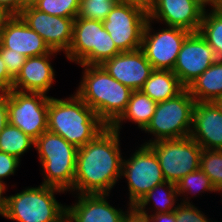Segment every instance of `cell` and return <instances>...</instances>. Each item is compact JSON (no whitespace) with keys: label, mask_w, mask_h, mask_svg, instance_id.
I'll return each instance as SVG.
<instances>
[{"label":"cell","mask_w":222,"mask_h":222,"mask_svg":"<svg viewBox=\"0 0 222 222\" xmlns=\"http://www.w3.org/2000/svg\"><path fill=\"white\" fill-rule=\"evenodd\" d=\"M120 133L107 126L94 139L78 148L73 192L110 194L121 179L123 156Z\"/></svg>","instance_id":"6da1fadb"},{"label":"cell","mask_w":222,"mask_h":222,"mask_svg":"<svg viewBox=\"0 0 222 222\" xmlns=\"http://www.w3.org/2000/svg\"><path fill=\"white\" fill-rule=\"evenodd\" d=\"M48 131L62 136L77 148L86 145L107 125L75 92L67 98L50 96Z\"/></svg>","instance_id":"7a4b0ae2"},{"label":"cell","mask_w":222,"mask_h":222,"mask_svg":"<svg viewBox=\"0 0 222 222\" xmlns=\"http://www.w3.org/2000/svg\"><path fill=\"white\" fill-rule=\"evenodd\" d=\"M82 79L76 94L107 125L125 111L133 90L115 80L101 65H79Z\"/></svg>","instance_id":"3957f363"},{"label":"cell","mask_w":222,"mask_h":222,"mask_svg":"<svg viewBox=\"0 0 222 222\" xmlns=\"http://www.w3.org/2000/svg\"><path fill=\"white\" fill-rule=\"evenodd\" d=\"M37 151L44 177L42 184L71 193L76 173L78 148L62 136L43 132L36 140Z\"/></svg>","instance_id":"277c9868"},{"label":"cell","mask_w":222,"mask_h":222,"mask_svg":"<svg viewBox=\"0 0 222 222\" xmlns=\"http://www.w3.org/2000/svg\"><path fill=\"white\" fill-rule=\"evenodd\" d=\"M59 193L65 191L43 184L28 186L15 195L6 196L3 217L16 222H61L66 217V204L55 198Z\"/></svg>","instance_id":"5b68a950"},{"label":"cell","mask_w":222,"mask_h":222,"mask_svg":"<svg viewBox=\"0 0 222 222\" xmlns=\"http://www.w3.org/2000/svg\"><path fill=\"white\" fill-rule=\"evenodd\" d=\"M195 104L196 101L186 88L176 97L158 102L150 123L143 130L154 138L143 144L189 137Z\"/></svg>","instance_id":"8992f818"},{"label":"cell","mask_w":222,"mask_h":222,"mask_svg":"<svg viewBox=\"0 0 222 222\" xmlns=\"http://www.w3.org/2000/svg\"><path fill=\"white\" fill-rule=\"evenodd\" d=\"M119 53L102 21L75 18L67 60L79 65H101Z\"/></svg>","instance_id":"52a82bcc"},{"label":"cell","mask_w":222,"mask_h":222,"mask_svg":"<svg viewBox=\"0 0 222 222\" xmlns=\"http://www.w3.org/2000/svg\"><path fill=\"white\" fill-rule=\"evenodd\" d=\"M126 178L128 205L136 206L155 186L165 182L159 160L148 144H141L128 159L123 158L121 178Z\"/></svg>","instance_id":"ba28073f"},{"label":"cell","mask_w":222,"mask_h":222,"mask_svg":"<svg viewBox=\"0 0 222 222\" xmlns=\"http://www.w3.org/2000/svg\"><path fill=\"white\" fill-rule=\"evenodd\" d=\"M148 145L155 152L167 182L177 184L188 173L199 169L203 148L191 136Z\"/></svg>","instance_id":"9c48e42d"},{"label":"cell","mask_w":222,"mask_h":222,"mask_svg":"<svg viewBox=\"0 0 222 222\" xmlns=\"http://www.w3.org/2000/svg\"><path fill=\"white\" fill-rule=\"evenodd\" d=\"M49 98L43 93L10 90L7 92L9 123L36 140L48 131Z\"/></svg>","instance_id":"30bf717a"},{"label":"cell","mask_w":222,"mask_h":222,"mask_svg":"<svg viewBox=\"0 0 222 222\" xmlns=\"http://www.w3.org/2000/svg\"><path fill=\"white\" fill-rule=\"evenodd\" d=\"M152 23V20L147 19L141 49L154 70L172 71L182 44L191 32L166 25L155 31Z\"/></svg>","instance_id":"8fae6325"},{"label":"cell","mask_w":222,"mask_h":222,"mask_svg":"<svg viewBox=\"0 0 222 222\" xmlns=\"http://www.w3.org/2000/svg\"><path fill=\"white\" fill-rule=\"evenodd\" d=\"M148 15L142 10L115 4L103 21V26L120 52L140 49Z\"/></svg>","instance_id":"7c38bea8"},{"label":"cell","mask_w":222,"mask_h":222,"mask_svg":"<svg viewBox=\"0 0 222 222\" xmlns=\"http://www.w3.org/2000/svg\"><path fill=\"white\" fill-rule=\"evenodd\" d=\"M19 16L52 51L67 53L72 43L74 18L49 15L34 6L25 8Z\"/></svg>","instance_id":"4fadbf2b"},{"label":"cell","mask_w":222,"mask_h":222,"mask_svg":"<svg viewBox=\"0 0 222 222\" xmlns=\"http://www.w3.org/2000/svg\"><path fill=\"white\" fill-rule=\"evenodd\" d=\"M217 59L204 37L199 32H191L182 44L172 71L187 88Z\"/></svg>","instance_id":"5bb4252c"},{"label":"cell","mask_w":222,"mask_h":222,"mask_svg":"<svg viewBox=\"0 0 222 222\" xmlns=\"http://www.w3.org/2000/svg\"><path fill=\"white\" fill-rule=\"evenodd\" d=\"M101 66L118 82L131 90H140L154 70L140 48L129 52H120L105 60Z\"/></svg>","instance_id":"9a60e30c"},{"label":"cell","mask_w":222,"mask_h":222,"mask_svg":"<svg viewBox=\"0 0 222 222\" xmlns=\"http://www.w3.org/2000/svg\"><path fill=\"white\" fill-rule=\"evenodd\" d=\"M204 10L194 0H154L148 19L166 26L198 32Z\"/></svg>","instance_id":"2e32d148"},{"label":"cell","mask_w":222,"mask_h":222,"mask_svg":"<svg viewBox=\"0 0 222 222\" xmlns=\"http://www.w3.org/2000/svg\"><path fill=\"white\" fill-rule=\"evenodd\" d=\"M76 202L66 205L68 222H122L126 211L110 205L109 194H76Z\"/></svg>","instance_id":"e0dca14e"},{"label":"cell","mask_w":222,"mask_h":222,"mask_svg":"<svg viewBox=\"0 0 222 222\" xmlns=\"http://www.w3.org/2000/svg\"><path fill=\"white\" fill-rule=\"evenodd\" d=\"M0 45L28 57L48 54L51 49L19 15H13L0 33Z\"/></svg>","instance_id":"ac0fdd59"},{"label":"cell","mask_w":222,"mask_h":222,"mask_svg":"<svg viewBox=\"0 0 222 222\" xmlns=\"http://www.w3.org/2000/svg\"><path fill=\"white\" fill-rule=\"evenodd\" d=\"M190 136L203 149L222 150V111L214 102H196Z\"/></svg>","instance_id":"d6986e66"},{"label":"cell","mask_w":222,"mask_h":222,"mask_svg":"<svg viewBox=\"0 0 222 222\" xmlns=\"http://www.w3.org/2000/svg\"><path fill=\"white\" fill-rule=\"evenodd\" d=\"M57 53L51 50L42 56L28 57L14 79L12 90L47 95L56 78L51 58Z\"/></svg>","instance_id":"ffe728a7"},{"label":"cell","mask_w":222,"mask_h":222,"mask_svg":"<svg viewBox=\"0 0 222 222\" xmlns=\"http://www.w3.org/2000/svg\"><path fill=\"white\" fill-rule=\"evenodd\" d=\"M186 89L196 102H215L222 96V59H217Z\"/></svg>","instance_id":"44dd1931"},{"label":"cell","mask_w":222,"mask_h":222,"mask_svg":"<svg viewBox=\"0 0 222 222\" xmlns=\"http://www.w3.org/2000/svg\"><path fill=\"white\" fill-rule=\"evenodd\" d=\"M157 103L141 90L132 92L130 100L125 111L111 125L113 129L120 133L123 123L132 122L138 125V128L143 131L150 123L155 112Z\"/></svg>","instance_id":"7402d4cb"},{"label":"cell","mask_w":222,"mask_h":222,"mask_svg":"<svg viewBox=\"0 0 222 222\" xmlns=\"http://www.w3.org/2000/svg\"><path fill=\"white\" fill-rule=\"evenodd\" d=\"M185 87L170 70H153L140 89L156 103L176 97Z\"/></svg>","instance_id":"603a6c76"},{"label":"cell","mask_w":222,"mask_h":222,"mask_svg":"<svg viewBox=\"0 0 222 222\" xmlns=\"http://www.w3.org/2000/svg\"><path fill=\"white\" fill-rule=\"evenodd\" d=\"M178 197L179 195L177 193L176 184L165 181L155 186L151 191H149L139 201L136 207L140 211L148 215L156 213H168L174 211L177 208L178 204H180L179 202H177L180 201L178 200ZM152 202L153 207H148V205L151 206ZM148 208L151 209L150 212H153L154 209V212L150 213Z\"/></svg>","instance_id":"cb8c5ba5"},{"label":"cell","mask_w":222,"mask_h":222,"mask_svg":"<svg viewBox=\"0 0 222 222\" xmlns=\"http://www.w3.org/2000/svg\"><path fill=\"white\" fill-rule=\"evenodd\" d=\"M34 144V139L10 123L0 133V151L13 155L19 160L29 149L34 148Z\"/></svg>","instance_id":"d4e9b609"},{"label":"cell","mask_w":222,"mask_h":222,"mask_svg":"<svg viewBox=\"0 0 222 222\" xmlns=\"http://www.w3.org/2000/svg\"><path fill=\"white\" fill-rule=\"evenodd\" d=\"M198 32L214 50L216 57L222 59V14L207 8Z\"/></svg>","instance_id":"484cf974"},{"label":"cell","mask_w":222,"mask_h":222,"mask_svg":"<svg viewBox=\"0 0 222 222\" xmlns=\"http://www.w3.org/2000/svg\"><path fill=\"white\" fill-rule=\"evenodd\" d=\"M176 186L177 193L180 196V201L182 203H192L189 200V194L195 195L194 197H196L197 194L201 195V193H208L209 191V193H218L210 181V178L200 168L192 173H188L176 184ZM181 197L183 198L181 199Z\"/></svg>","instance_id":"4316f807"},{"label":"cell","mask_w":222,"mask_h":222,"mask_svg":"<svg viewBox=\"0 0 222 222\" xmlns=\"http://www.w3.org/2000/svg\"><path fill=\"white\" fill-rule=\"evenodd\" d=\"M199 168L205 172L218 193L222 195V150L203 149Z\"/></svg>","instance_id":"83f0119b"},{"label":"cell","mask_w":222,"mask_h":222,"mask_svg":"<svg viewBox=\"0 0 222 222\" xmlns=\"http://www.w3.org/2000/svg\"><path fill=\"white\" fill-rule=\"evenodd\" d=\"M81 0H40L34 7L41 12L60 17L76 18Z\"/></svg>","instance_id":"f1b7e54d"},{"label":"cell","mask_w":222,"mask_h":222,"mask_svg":"<svg viewBox=\"0 0 222 222\" xmlns=\"http://www.w3.org/2000/svg\"><path fill=\"white\" fill-rule=\"evenodd\" d=\"M115 4L116 1L81 0L77 17L103 22Z\"/></svg>","instance_id":"f546056e"},{"label":"cell","mask_w":222,"mask_h":222,"mask_svg":"<svg viewBox=\"0 0 222 222\" xmlns=\"http://www.w3.org/2000/svg\"><path fill=\"white\" fill-rule=\"evenodd\" d=\"M174 212L176 222H213L211 219H208L203 211L193 205V203L180 202Z\"/></svg>","instance_id":"4dcf8cb0"},{"label":"cell","mask_w":222,"mask_h":222,"mask_svg":"<svg viewBox=\"0 0 222 222\" xmlns=\"http://www.w3.org/2000/svg\"><path fill=\"white\" fill-rule=\"evenodd\" d=\"M0 54L2 60L6 65L9 75L13 79H15L16 76L20 73L27 57L20 53L12 52V50L10 49L3 48L1 45H0Z\"/></svg>","instance_id":"1f68e13d"},{"label":"cell","mask_w":222,"mask_h":222,"mask_svg":"<svg viewBox=\"0 0 222 222\" xmlns=\"http://www.w3.org/2000/svg\"><path fill=\"white\" fill-rule=\"evenodd\" d=\"M20 164L21 160L17 157L0 151V182L7 186L3 179L15 175Z\"/></svg>","instance_id":"d6a6232c"},{"label":"cell","mask_w":222,"mask_h":222,"mask_svg":"<svg viewBox=\"0 0 222 222\" xmlns=\"http://www.w3.org/2000/svg\"><path fill=\"white\" fill-rule=\"evenodd\" d=\"M125 210L122 222H151L150 216L136 206H128Z\"/></svg>","instance_id":"836d02e7"},{"label":"cell","mask_w":222,"mask_h":222,"mask_svg":"<svg viewBox=\"0 0 222 222\" xmlns=\"http://www.w3.org/2000/svg\"><path fill=\"white\" fill-rule=\"evenodd\" d=\"M14 79L9 75L8 70L0 54V93L12 90Z\"/></svg>","instance_id":"e575fe53"},{"label":"cell","mask_w":222,"mask_h":222,"mask_svg":"<svg viewBox=\"0 0 222 222\" xmlns=\"http://www.w3.org/2000/svg\"><path fill=\"white\" fill-rule=\"evenodd\" d=\"M117 4L129 5L142 10L147 15L152 10L154 0H115Z\"/></svg>","instance_id":"d590c367"},{"label":"cell","mask_w":222,"mask_h":222,"mask_svg":"<svg viewBox=\"0 0 222 222\" xmlns=\"http://www.w3.org/2000/svg\"><path fill=\"white\" fill-rule=\"evenodd\" d=\"M8 121L7 92L0 93V133L3 131Z\"/></svg>","instance_id":"8d00e7d4"},{"label":"cell","mask_w":222,"mask_h":222,"mask_svg":"<svg viewBox=\"0 0 222 222\" xmlns=\"http://www.w3.org/2000/svg\"><path fill=\"white\" fill-rule=\"evenodd\" d=\"M0 6L12 15H19L23 10V0H0Z\"/></svg>","instance_id":"74e56055"},{"label":"cell","mask_w":222,"mask_h":222,"mask_svg":"<svg viewBox=\"0 0 222 222\" xmlns=\"http://www.w3.org/2000/svg\"><path fill=\"white\" fill-rule=\"evenodd\" d=\"M151 222H176L175 212L150 214Z\"/></svg>","instance_id":"f35d334b"},{"label":"cell","mask_w":222,"mask_h":222,"mask_svg":"<svg viewBox=\"0 0 222 222\" xmlns=\"http://www.w3.org/2000/svg\"><path fill=\"white\" fill-rule=\"evenodd\" d=\"M204 11H206L207 6L208 10H216L221 3V0H194ZM211 7V9H210Z\"/></svg>","instance_id":"ab89813d"},{"label":"cell","mask_w":222,"mask_h":222,"mask_svg":"<svg viewBox=\"0 0 222 222\" xmlns=\"http://www.w3.org/2000/svg\"><path fill=\"white\" fill-rule=\"evenodd\" d=\"M6 189H8L7 186L0 182V215L2 217L6 207V196L3 195V193L5 194V191H7Z\"/></svg>","instance_id":"60d3db41"},{"label":"cell","mask_w":222,"mask_h":222,"mask_svg":"<svg viewBox=\"0 0 222 222\" xmlns=\"http://www.w3.org/2000/svg\"><path fill=\"white\" fill-rule=\"evenodd\" d=\"M13 15L8 12L4 7L0 6V33L3 30L6 22L12 17Z\"/></svg>","instance_id":"b9f144b4"},{"label":"cell","mask_w":222,"mask_h":222,"mask_svg":"<svg viewBox=\"0 0 222 222\" xmlns=\"http://www.w3.org/2000/svg\"><path fill=\"white\" fill-rule=\"evenodd\" d=\"M40 0H23V10L27 7L34 6Z\"/></svg>","instance_id":"7bdbcfd3"},{"label":"cell","mask_w":222,"mask_h":222,"mask_svg":"<svg viewBox=\"0 0 222 222\" xmlns=\"http://www.w3.org/2000/svg\"><path fill=\"white\" fill-rule=\"evenodd\" d=\"M218 108L222 111V96L219 97L215 102H214Z\"/></svg>","instance_id":"ee69618b"},{"label":"cell","mask_w":222,"mask_h":222,"mask_svg":"<svg viewBox=\"0 0 222 222\" xmlns=\"http://www.w3.org/2000/svg\"><path fill=\"white\" fill-rule=\"evenodd\" d=\"M216 11L222 14V0Z\"/></svg>","instance_id":"f6af8a7d"},{"label":"cell","mask_w":222,"mask_h":222,"mask_svg":"<svg viewBox=\"0 0 222 222\" xmlns=\"http://www.w3.org/2000/svg\"><path fill=\"white\" fill-rule=\"evenodd\" d=\"M93 1H115V0H93Z\"/></svg>","instance_id":"bcb514c9"},{"label":"cell","mask_w":222,"mask_h":222,"mask_svg":"<svg viewBox=\"0 0 222 222\" xmlns=\"http://www.w3.org/2000/svg\"><path fill=\"white\" fill-rule=\"evenodd\" d=\"M61 222H68L67 218L65 217Z\"/></svg>","instance_id":"7dc6e473"}]
</instances>
